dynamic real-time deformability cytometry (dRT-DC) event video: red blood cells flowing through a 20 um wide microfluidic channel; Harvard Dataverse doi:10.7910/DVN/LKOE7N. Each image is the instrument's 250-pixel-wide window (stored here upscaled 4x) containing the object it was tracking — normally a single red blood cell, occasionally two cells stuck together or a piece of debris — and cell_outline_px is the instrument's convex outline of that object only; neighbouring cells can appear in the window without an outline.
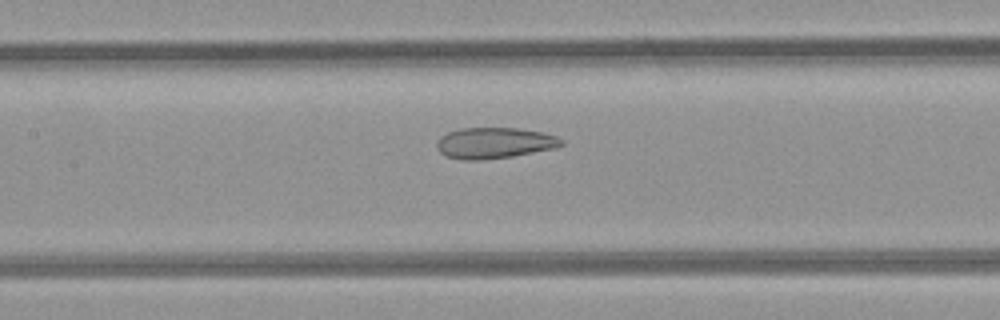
{"species": "common noctule bat (a hibernating species)", "species_latin": "Nyctalus noctula", "temperature_condition": "room temperature", "stored_images_in_passage": 49, "camera_frame_rate_fps": 3000, "um_per_image_px": 0.085, "animal": {"sex": "female", "body_mass_g": 21.9}, "frame": {"image": 1, "passage_image": 23, "time_ms": 7.333, "image_size_px": [1000, 320], "cell_outline_px": [[564, 144], [556, 148], [512, 156], [480, 160], [464, 160], [448, 156], [440, 152], [436, 148], [436, 144], [440, 136], [448, 132], [460, 128], [520, 128], [544, 132], [556, 136], [564, 140]], "centroid_in_image_um": [42.04, 12.14], "position_along_channel_um": 165.4, "area_um2": 22.6}}
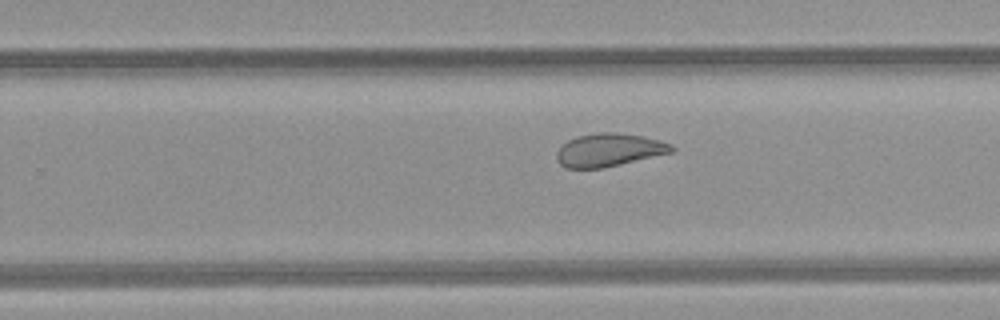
{"frame": {"image": 2, "passage_image": 31, "time_ms": 10.0, "image_size_px": [1000, 320], "cell_outline_px": [[676, 148], [672, 152], [604, 168], [564, 168], [560, 164], [556, 156], [556, 152], [568, 140], [580, 136], [600, 132], [616, 132], [644, 136], [660, 140], [672, 144]], "centroid_in_image_um": [51.79, 12.75], "position_along_channel_um": 278.0, "area_um2": 22.08}}
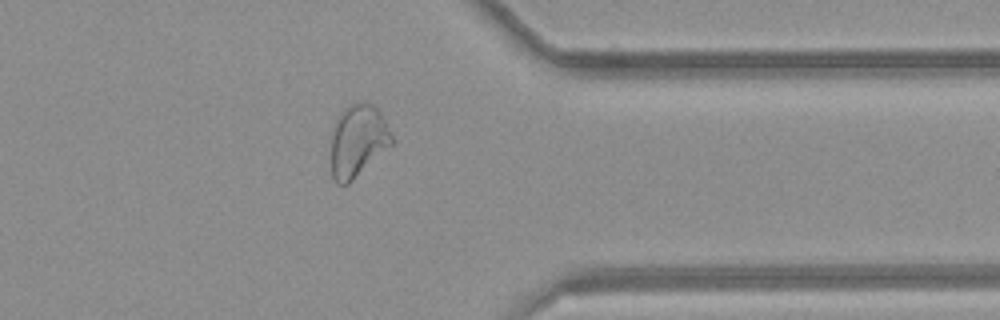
{"frame": {"image": 3, "passage_image": 39, "time_ms": 12.667, "image_size_px": [1000, 320], "cell_outline_px": [[392, 144], [348, 184], [336, 184], [332, 176], [332, 124], [340, 112], [348, 104], [360, 100], [372, 104], [380, 112], [392, 136]], "centroid_in_image_um": [30.38, 11.93], "position_along_channel_um": 381.0, "area_um2": 25.55}, "authors_computed_cell_mechanics": {"area_um2": 28.0908, "velocity_mm_per_s": 4.2484, "shape_relaxation_time_tau1_ms": null, "shape_relaxation_time_tau2_ms": 1.4956, "deformation_change_tau1": null, "deformation_change_tau2": 0.0839}}